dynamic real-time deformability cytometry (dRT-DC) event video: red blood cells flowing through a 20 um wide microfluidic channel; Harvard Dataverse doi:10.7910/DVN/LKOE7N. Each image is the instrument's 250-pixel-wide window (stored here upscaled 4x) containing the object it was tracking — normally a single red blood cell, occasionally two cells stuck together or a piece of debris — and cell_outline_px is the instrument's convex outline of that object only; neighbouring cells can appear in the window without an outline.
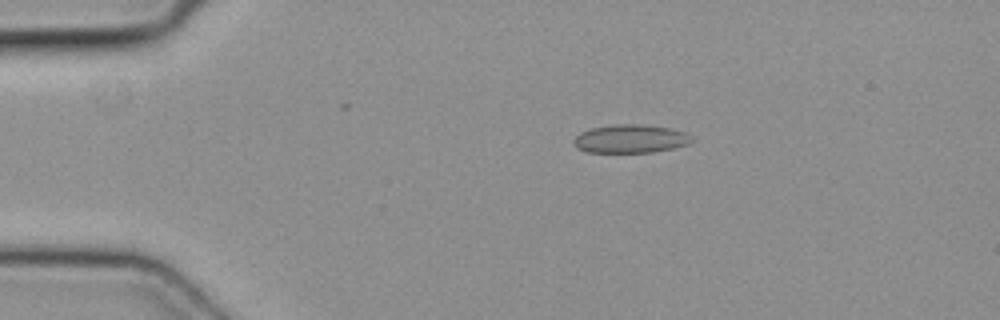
{"species": "common noctule bat (a hibernating species)", "species_latin": "Nyctalus noctula", "temperature_condition": "cold", "stored_images_in_passage": 4, "camera_frame_rate_fps": 3000, "um_per_image_px": 0.085, "animal": {"sex": "female", "body_mass_g": 19.3, "forearm_length_mm": 54.1}, "frame": {"image": 1, "passage_image": 2, "time_ms": 0.333, "image_size_px": [1000, 320], "cell_outline_px": [[692, 140], [688, 144], [672, 148], [652, 152], [584, 152], [576, 148], [572, 144], [572, 140], [580, 132], [592, 128], [612, 124], [644, 124], [672, 128], [684, 132]], "centroid_in_image_um": [53.52, 11.79], "position_along_channel_um": 31.5, "area_um2": 19.59}}
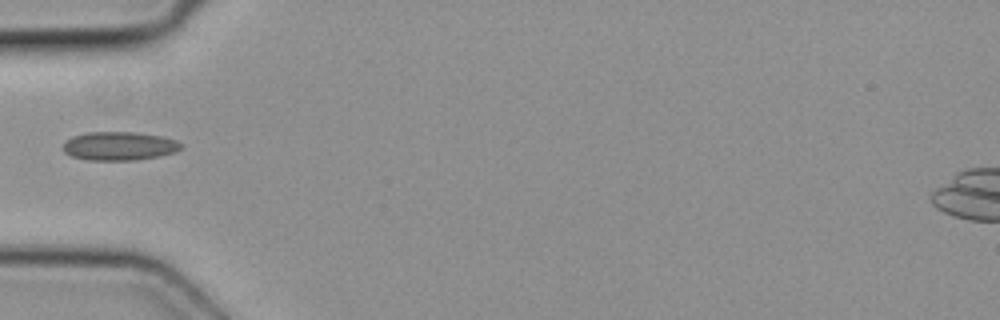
{"frame": {"image": 2, "passage_image": 4, "time_ms": 1.0, "image_size_px": [1000, 320], "cell_outline_px": [[184, 144], [176, 152], [160, 156], [136, 160], [88, 160], [72, 156], [64, 152], [64, 144], [72, 136], [88, 132], [136, 132], [164, 136], [176, 140]], "centroid_in_image_um": [10.19, 12.41], "position_along_channel_um": 74.8, "area_um2": 19.77}}